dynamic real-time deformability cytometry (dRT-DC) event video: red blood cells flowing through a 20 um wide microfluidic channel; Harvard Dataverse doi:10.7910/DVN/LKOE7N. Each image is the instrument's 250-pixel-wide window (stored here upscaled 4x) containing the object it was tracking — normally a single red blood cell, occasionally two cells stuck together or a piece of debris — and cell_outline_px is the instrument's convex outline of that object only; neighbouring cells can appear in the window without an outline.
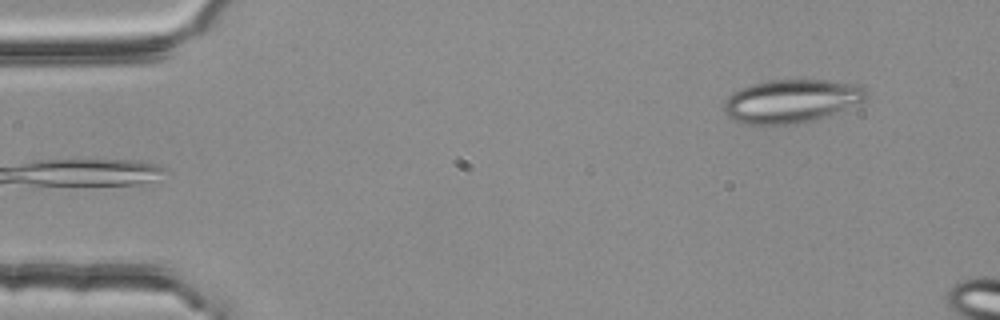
{"species": "common noctule bat (a hibernating species)", "species_latin": "Nyctalus noctula", "temperature_condition": "room temperature", "stored_images_in_passage": 4, "camera_frame_rate_fps": 3000, "um_per_image_px": 0.085, "animal": {"sex": "female", "body_mass_g": 25.1}, "frame": {"image": 1, "passage_image": 4, "time_ms": 1.0, "image_size_px": [1000, 320], "cell_outline_px": [[868, 96], [864, 100], [820, 120], [792, 124], [748, 124], [732, 120], [724, 112], [724, 100], [732, 92], [740, 88], [764, 80], [828, 80], [864, 84], [868, 92]], "centroid_in_image_um": [67.3, 8.58], "position_along_channel_um": 17.7, "area_um2": 36.53}}